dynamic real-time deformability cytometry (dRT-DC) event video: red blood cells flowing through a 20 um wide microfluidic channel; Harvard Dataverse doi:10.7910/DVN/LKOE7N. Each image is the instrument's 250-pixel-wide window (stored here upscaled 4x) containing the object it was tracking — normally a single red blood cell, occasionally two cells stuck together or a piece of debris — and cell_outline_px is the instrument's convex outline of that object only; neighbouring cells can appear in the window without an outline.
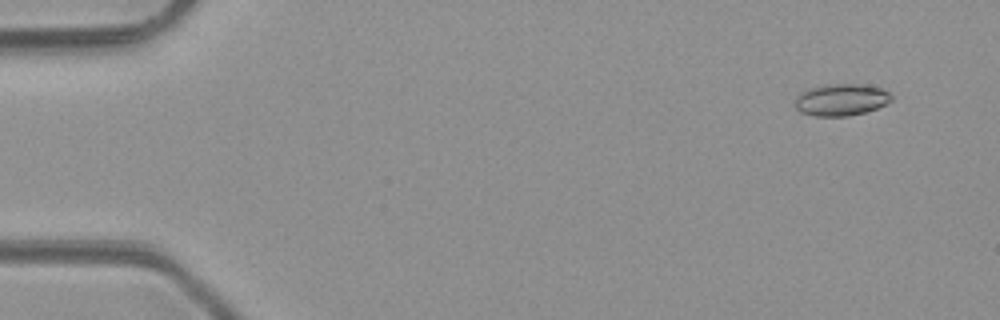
{"species": "common noctule bat (a hibernating species)", "species_latin": "Nyctalus noctula", "temperature_condition": "room temperature", "stored_images_in_passage": 4, "camera_frame_rate_fps": 3000, "um_per_image_px": 0.085, "animal": {"sex": "male", "body_mass_g": 23.1, "forearm_length_mm": 52.7}, "frame": {"image": 1, "passage_image": 1, "time_ms": 0.0, "image_size_px": [1000, 320], "cell_outline_px": [[892, 100], [876, 108], [864, 112], [848, 116], [816, 116], [800, 112], [792, 104], [800, 92], [808, 88], [824, 84], [860, 84], [880, 88], [888, 92], [892, 96]], "centroid_in_image_um": [71.44, 8.47], "position_along_channel_um": 13.6, "area_um2": 17.98}}
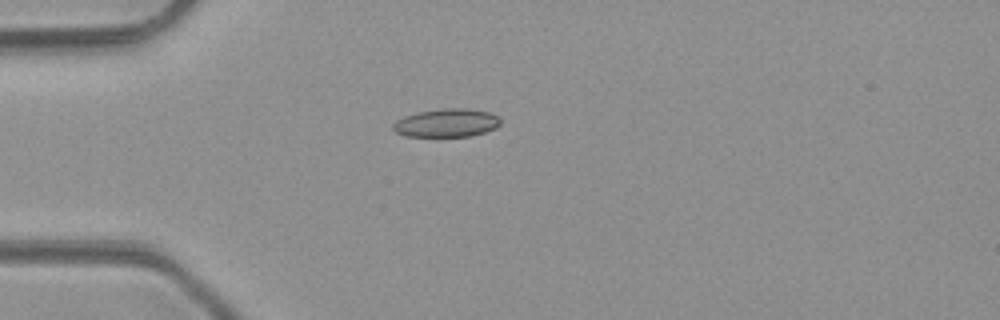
{"frame": {"image": 2, "passage_image": 4, "time_ms": 3.333, "image_size_px": [1000, 320], "cell_outline_px": [[500, 124], [496, 128], [472, 136], [404, 136], [396, 132], [392, 128], [392, 124], [396, 120], [404, 116], [416, 112], [440, 108], [468, 108], [488, 112], [496, 116], [500, 120]], "centroid_in_image_um": [37.93, 10.44], "position_along_channel_um": 47.1, "area_um2": 17.8}}